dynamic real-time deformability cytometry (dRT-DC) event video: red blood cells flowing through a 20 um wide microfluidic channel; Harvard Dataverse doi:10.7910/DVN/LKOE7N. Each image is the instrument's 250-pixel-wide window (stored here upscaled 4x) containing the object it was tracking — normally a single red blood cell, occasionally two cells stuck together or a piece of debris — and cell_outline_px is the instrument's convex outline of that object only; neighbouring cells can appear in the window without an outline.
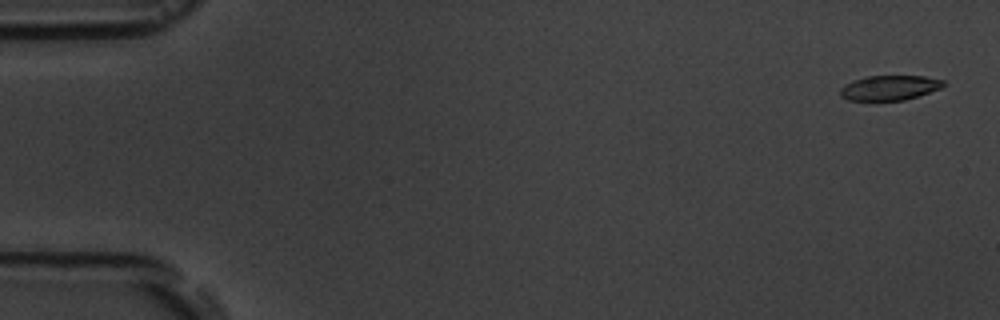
{"species": "common noctule bat (a hibernating species)", "species_latin": "Nyctalus noctula", "temperature_condition": "room temperature", "stored_images_in_passage": 5, "camera_frame_rate_fps": 3000, "um_per_image_px": 0.085, "animal": {"sex": "male", "body_mass_g": 19.5, "forearm_length_mm": 54.6}, "frame": {"image": 1, "passage_image": 1, "time_ms": 0.0, "image_size_px": [1000, 320], "cell_outline_px": [[948, 84], [940, 88], [904, 100], [848, 100], [840, 96], [840, 88], [844, 84], [852, 80], [868, 76], [924, 76], [944, 80]], "centroid_in_image_um": [75.59, 7.45], "position_along_channel_um": 9.4, "area_um2": 14.91}}
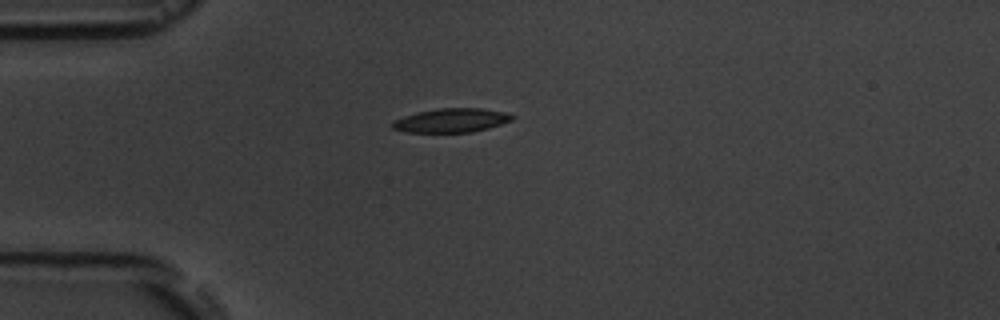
{"frame": {"image": 2, "passage_image": 4, "time_ms": 4.333, "image_size_px": [1000, 320], "cell_outline_px": [[516, 116], [512, 120], [488, 128], [472, 132], [408, 132], [392, 128], [392, 120], [416, 112], [436, 108], [480, 108], [504, 112]], "centroid_in_image_um": [38.35, 10.22], "position_along_channel_um": 46.7, "area_um2": 16.7}}